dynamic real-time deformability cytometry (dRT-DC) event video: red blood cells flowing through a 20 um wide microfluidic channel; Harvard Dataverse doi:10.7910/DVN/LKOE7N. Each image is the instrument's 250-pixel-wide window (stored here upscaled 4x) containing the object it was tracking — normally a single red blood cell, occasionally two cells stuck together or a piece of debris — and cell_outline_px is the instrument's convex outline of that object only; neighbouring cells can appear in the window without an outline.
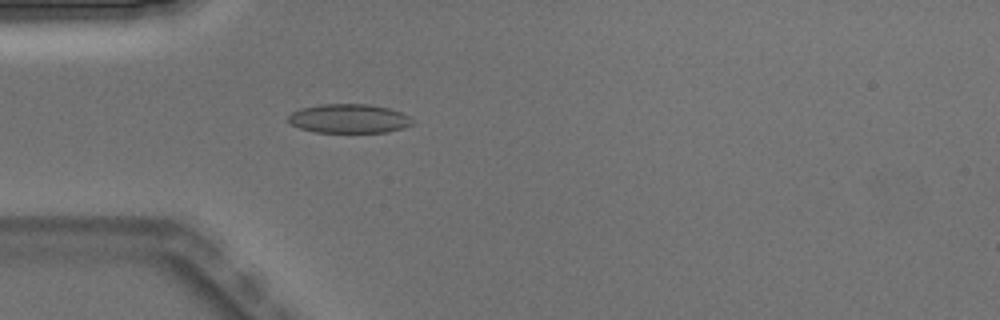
{"species": "Egyptian fruit bat (a non-hibernating species)", "species_latin": "Rousettus aegyptiacus", "temperature_condition": "warm", "stored_images_in_passage": 2, "camera_frame_rate_fps": 3000, "um_per_image_px": 0.085, "animal": {"sex": "male"}, "frame": {"image": 1, "passage_image": 2, "time_ms": 0.333, "image_size_px": [1000, 320], "cell_outline_px": [[412, 124], [404, 128], [388, 132], [316, 132], [300, 128], [292, 124], [288, 120], [288, 116], [292, 112], [300, 108], [320, 104], [368, 104], [388, 108], [400, 112], [408, 116], [412, 120]], "centroid_in_image_um": [29.65, 10.08], "position_along_channel_um": 55.3, "area_um2": 20.92}}